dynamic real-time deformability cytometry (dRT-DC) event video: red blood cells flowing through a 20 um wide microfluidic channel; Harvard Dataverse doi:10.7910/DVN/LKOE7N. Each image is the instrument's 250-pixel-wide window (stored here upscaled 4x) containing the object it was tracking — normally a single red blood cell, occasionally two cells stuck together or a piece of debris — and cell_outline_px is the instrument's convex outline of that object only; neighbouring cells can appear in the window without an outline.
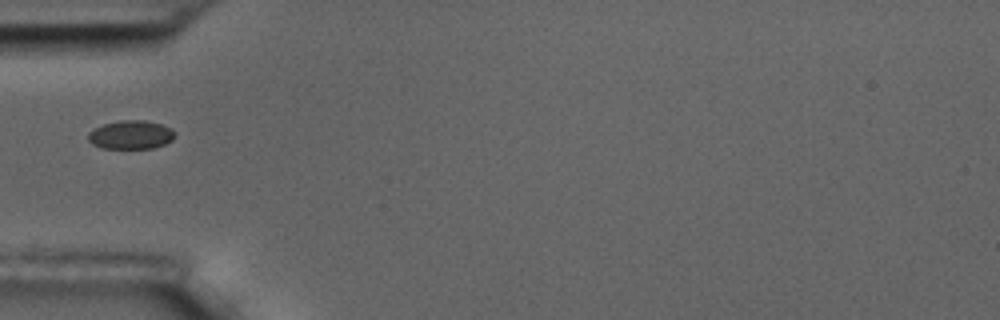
{"species": "common noctule bat (a hibernating species)", "species_latin": "Nyctalus noctula", "temperature_condition": "room temperature", "stored_images_in_passage": 10, "camera_frame_rate_fps": 3000, "um_per_image_px": 0.085, "animal": {"sex": "male", "body_mass_g": 17.5, "forearm_length_mm": 52.3}, "frame": {"image": 1, "passage_image": 5, "time_ms": 5.667, "image_size_px": [1000, 320], "cell_outline_px": [[176, 136], [172, 140], [164, 144], [152, 148], [100, 148], [92, 144], [88, 140], [88, 132], [104, 124], [120, 120], [144, 120], [160, 124], [176, 132]], "centroid_in_image_um": [11.11, 11.46], "position_along_channel_um": 73.9, "area_um2": 14.39}}
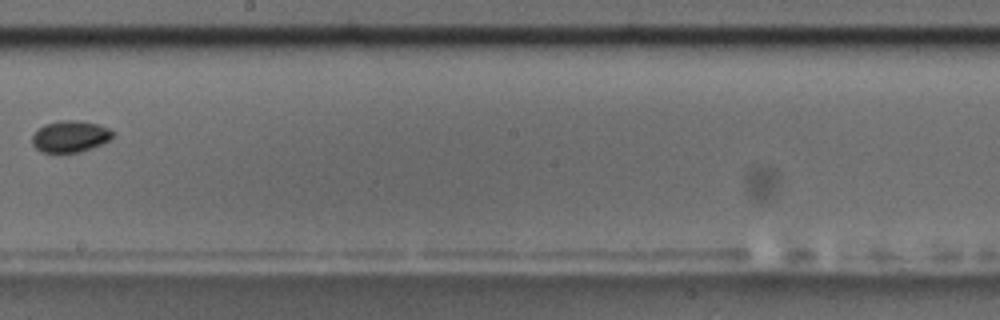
{"frame": {"image": 2, "passage_image": 9, "time_ms": 10.333, "image_size_px": [1000, 320], "cell_outline_px": [[112, 136], [108, 140], [92, 148], [80, 152], [40, 152], [32, 144], [32, 136], [44, 124], [60, 120], [80, 120], [100, 124], [108, 128], [112, 132]], "centroid_in_image_um": [5.95, 11.58], "position_along_channel_um": 242.2, "area_um2": 14.74}}
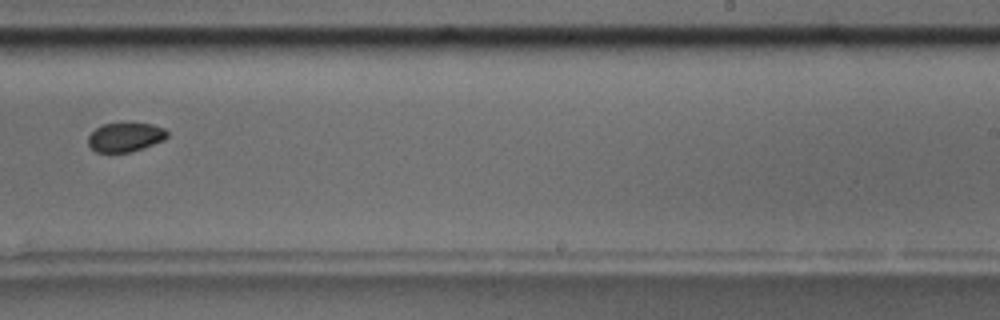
{"frame": {"image": 3, "passage_image": 10, "time_ms": 11.333, "image_size_px": [1000, 320], "cell_outline_px": [[168, 136], [164, 140], [132, 152], [96, 152], [88, 144], [88, 136], [100, 124], [120, 120], [152, 124], [164, 128], [168, 132]], "centroid_in_image_um": [10.65, 11.6], "position_along_channel_um": 278.4, "area_um2": 14.05}}